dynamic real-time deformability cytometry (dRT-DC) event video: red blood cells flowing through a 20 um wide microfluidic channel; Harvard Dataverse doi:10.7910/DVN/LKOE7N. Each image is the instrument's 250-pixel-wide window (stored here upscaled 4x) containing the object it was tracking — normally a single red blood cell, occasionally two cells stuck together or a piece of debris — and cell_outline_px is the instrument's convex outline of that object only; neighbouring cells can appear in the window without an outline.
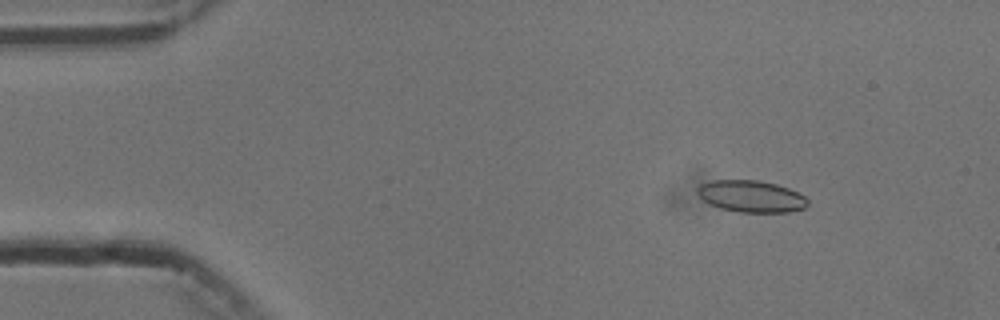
{"species": "common noctule bat (a hibernating species)", "species_latin": "Nyctalus noctula", "temperature_condition": "cold", "stored_images_in_passage": 54, "camera_frame_rate_fps": 3000, "um_per_image_px": 0.085, "animal": {"sex": "male", "body_mass_g": 13.3}, "frame": {"image": 1, "passage_image": 6, "time_ms": 1.667, "image_size_px": [1000, 320], "cell_outline_px": [[808, 204], [804, 208], [788, 212], [740, 212], [720, 208], [708, 204], [696, 192], [696, 188], [700, 184], [712, 180], [760, 180], [776, 184], [788, 188], [804, 196], [808, 200]], "centroid_in_image_um": [63.82, 16.68], "position_along_channel_um": 21.2, "area_um2": 20.46}}
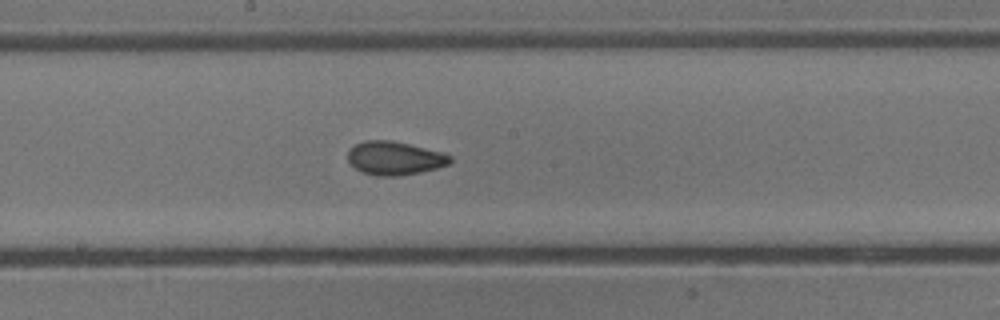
{"frame": {"image": 2, "passage_image": 28, "time_ms": 9.0, "image_size_px": [1000, 320], "cell_outline_px": [[452, 160], [448, 164], [436, 168], [420, 172], [396, 176], [376, 176], [364, 172], [356, 168], [348, 160], [348, 148], [352, 144], [364, 140], [392, 140], [444, 152], [452, 156]], "centroid_in_image_um": [33.53, 13.42], "position_along_channel_um": 214.7, "area_um2": 20.11}}
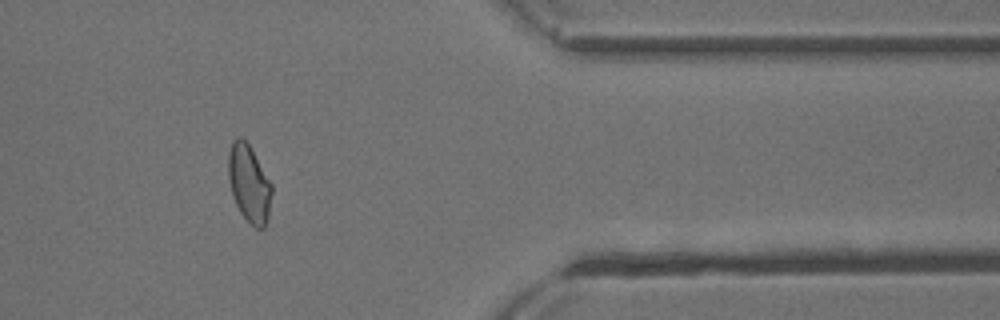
{"frame": {"image": 3, "passage_image": 44, "time_ms": 14.333, "image_size_px": [1000, 320], "cell_outline_px": [[272, 192], [268, 216], [264, 228], [256, 228], [240, 212], [232, 196], [228, 176], [228, 152], [232, 140], [236, 136], [240, 136], [252, 148], [272, 184]], "centroid_in_image_um": [21.16, 15.55], "position_along_channel_um": 390.2, "area_um2": 19.65}, "authors_computed_cell_mechanics": {"area_um2": 19.8543, "velocity_mm_per_s": 3.7377, "shape_relaxation_time_tau1_ms": 4.7964, "shape_relaxation_time_tau2_ms": 1.1139, "deformation_change_tau1": 0.11, "deformation_change_tau2": 0.0489}}